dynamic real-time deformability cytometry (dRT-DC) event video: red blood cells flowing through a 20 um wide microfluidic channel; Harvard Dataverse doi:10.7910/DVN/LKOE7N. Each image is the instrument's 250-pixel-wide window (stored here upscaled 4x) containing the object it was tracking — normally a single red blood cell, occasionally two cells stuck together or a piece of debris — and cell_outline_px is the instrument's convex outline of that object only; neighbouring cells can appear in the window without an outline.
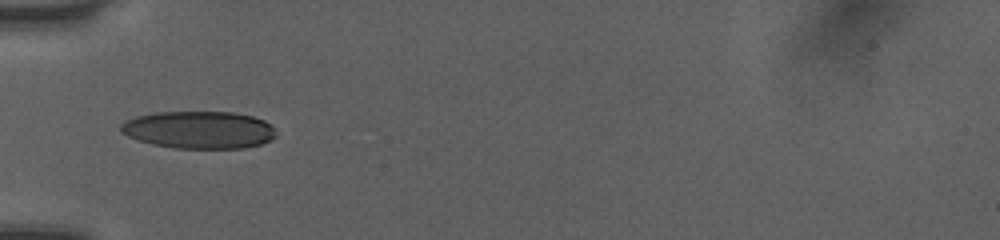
{"species": "human", "species_latin": "Homo sapiens", "temperature_condition": "room temperature", "stored_images_in_passage": 17, "camera_frame_rate_fps": 3000, "um_per_image_px": 0.085, "donor": {"sex": "female"}, "frame": {"image": 1, "passage_image": 15, "time_ms": 4.667, "image_size_px": [1000, 240], "cell_outline_px": [[276, 136], [260, 144], [244, 148], [176, 148], [152, 144], [128, 136], [120, 132], [120, 124], [124, 120], [136, 116], [156, 112], [232, 112], [252, 116], [264, 120], [272, 124]], "centroid_in_image_um": [16.89, 11.03], "position_along_channel_um": 68.1, "area_um2": 33.87}}
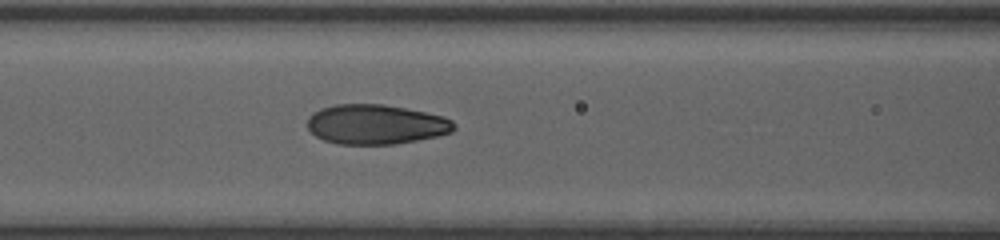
{"frame": {"image": 2, "passage_image": 17, "time_ms": 5.333, "image_size_px": [1000, 240], "cell_outline_px": [[456, 128], [452, 132], [436, 136], [396, 144], [336, 144], [324, 140], [316, 136], [308, 128], [308, 116], [312, 112], [320, 108], [336, 104], [384, 104], [444, 116], [452, 120], [456, 124]], "centroid_in_image_um": [31.94, 10.57], "position_along_channel_um": 134.7, "area_um2": 34.04}}